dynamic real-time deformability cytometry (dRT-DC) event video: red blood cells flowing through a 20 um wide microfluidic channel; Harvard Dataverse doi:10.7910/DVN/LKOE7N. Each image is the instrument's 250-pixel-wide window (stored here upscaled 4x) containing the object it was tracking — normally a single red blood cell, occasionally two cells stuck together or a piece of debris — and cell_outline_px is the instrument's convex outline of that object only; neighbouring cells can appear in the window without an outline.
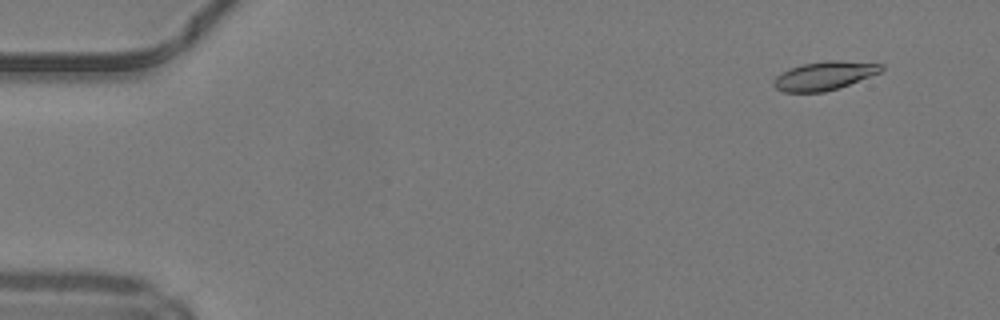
{"species": "common noctule bat (a hibernating species)", "species_latin": "Nyctalus noctula", "temperature_condition": "warm", "stored_images_in_passage": 11, "camera_frame_rate_fps": 3000, "um_per_image_px": 0.085, "animal": {"sex": "male", "body_mass_g": 19.2, "forearm_length_mm": 51.8}, "frame": {"image": 1, "passage_image": 5, "time_ms": 1.333, "image_size_px": [1000, 320], "cell_outline_px": [[884, 68], [880, 72], [840, 88], [824, 92], [784, 92], [776, 88], [772, 84], [772, 80], [780, 72], [804, 64], [824, 60], [836, 60], [884, 64]], "centroid_in_image_um": [70.05, 6.44], "position_along_channel_um": 14.9, "area_um2": 17.98}}